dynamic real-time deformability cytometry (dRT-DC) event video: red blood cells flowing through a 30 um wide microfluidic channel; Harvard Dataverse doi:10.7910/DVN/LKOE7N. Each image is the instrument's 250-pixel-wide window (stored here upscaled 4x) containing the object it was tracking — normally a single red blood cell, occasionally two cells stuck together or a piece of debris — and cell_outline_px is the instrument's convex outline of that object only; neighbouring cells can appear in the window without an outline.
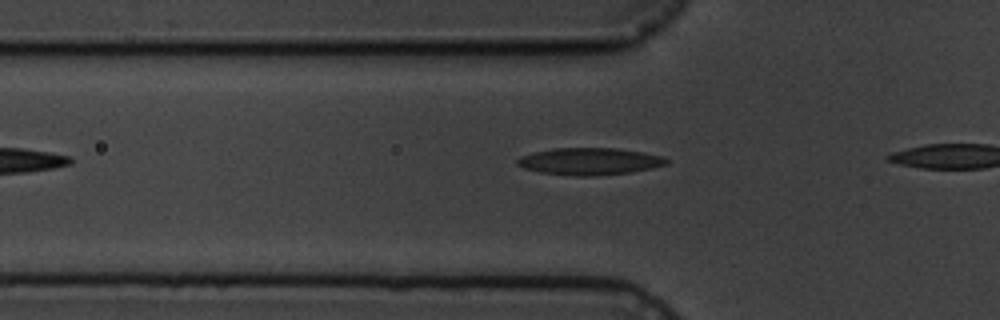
{"species": "common noctule bat (a hibernating species)", "species_latin": "Nyctalus noctula", "temperature_condition": "cold", "stored_images_in_passage": 3, "camera_frame_rate_fps": 3000, "um_per_image_px": 0.085, "animal": {"sex": "male", "body_mass_g": 19.5, "forearm_length_mm": 54.6}, "frame": {"image": 1, "passage_image": 3, "time_ms": 2.333, "image_size_px": [1000, 320], "cell_outline_px": [[668, 164], [652, 168], [632, 172], [592, 176], [576, 176], [540, 172], [524, 168], [516, 164], [516, 160], [520, 156], [552, 148], [616, 148], [640, 152], [660, 156], [668, 160]], "centroid_in_image_um": [50.09, 13.72], "position_along_channel_um": 75.7, "area_um2": 23.35}}